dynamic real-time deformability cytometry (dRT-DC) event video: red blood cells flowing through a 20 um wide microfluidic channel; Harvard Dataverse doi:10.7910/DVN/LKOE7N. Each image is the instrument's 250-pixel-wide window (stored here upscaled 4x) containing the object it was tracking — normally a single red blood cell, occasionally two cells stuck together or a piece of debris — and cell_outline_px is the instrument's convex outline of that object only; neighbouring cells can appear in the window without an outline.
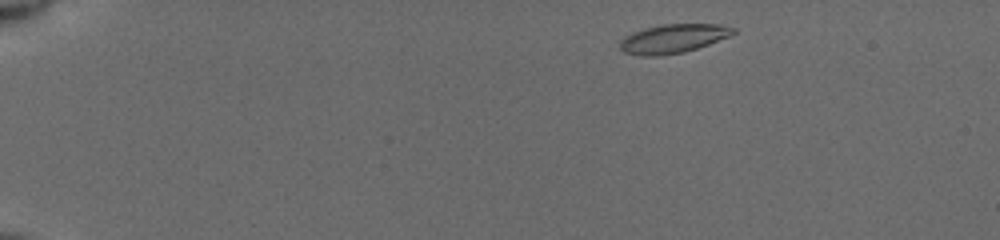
{"species": "common noctule bat (a hibernating species)", "species_latin": "Nyctalus noctula", "temperature_condition": "cold", "stored_images_in_passage": 47, "camera_frame_rate_fps": 3000, "um_per_image_px": 0.085, "animal": {"sex": "female", "body_mass_g": 19.5, "forearm_length_mm": 54.1}, "frame": {"image": 1, "passage_image": 2, "time_ms": 0.333, "image_size_px": [1000, 240], "cell_outline_px": [[736, 32], [728, 36], [708, 44], [684, 52], [652, 56], [644, 56], [624, 52], [620, 48], [620, 40], [624, 36], [632, 32], [644, 28], [660, 24], [720, 24], [736, 28]], "centroid_in_image_um": [57.19, 3.26], "position_along_channel_um": 27.8, "area_um2": 18.96}}
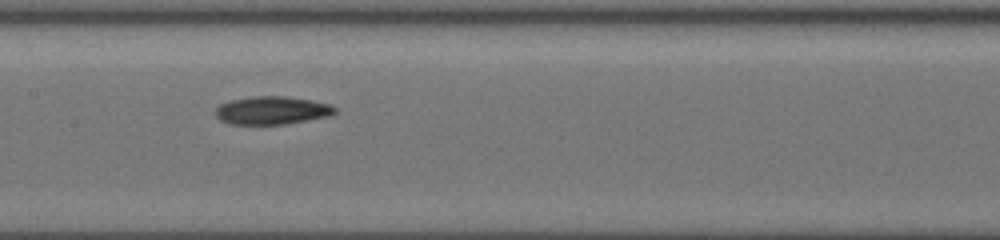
{"frame": {"image": 2, "passage_image": 22, "time_ms": 7.0, "image_size_px": [1000, 240], "cell_outline_px": [[336, 112], [328, 116], [284, 124], [228, 124], [220, 120], [216, 116], [216, 108], [220, 104], [228, 100], [252, 96], [288, 96], [312, 100], [332, 104], [336, 108]], "centroid_in_image_um": [23.1, 9.37], "position_along_channel_um": 184.3, "area_um2": 19.65}}
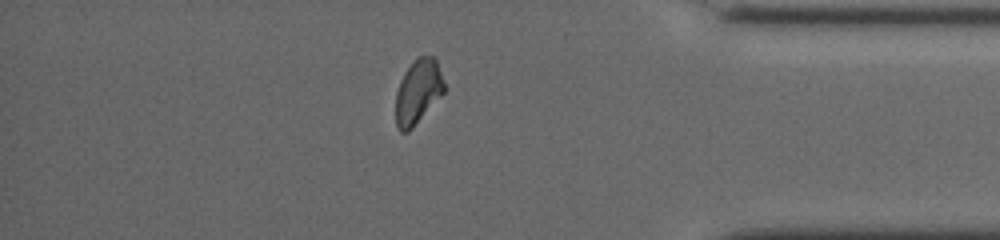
{"frame": {"image": 3, "passage_image": 40, "time_ms": 13.0, "image_size_px": [1000, 240], "cell_outline_px": [[444, 92], [412, 128], [408, 132], [400, 132], [396, 124], [396, 92], [400, 80], [404, 72], [412, 60], [416, 56], [436, 56], [444, 84]], "centroid_in_image_um": [35.52, 7.75], "position_along_channel_um": 399.7, "area_um2": 18.21}, "authors_computed_cell_mechanics": {"area_um2": 18.9584, "velocity_mm_per_s": 3.9193, "shape_relaxation_time_tau1_ms": 9.4983, "shape_relaxation_time_tau2_ms": 4.9318, "deformation_change_tau1": 0.1882, "deformation_change_tau2": 0.0885}}